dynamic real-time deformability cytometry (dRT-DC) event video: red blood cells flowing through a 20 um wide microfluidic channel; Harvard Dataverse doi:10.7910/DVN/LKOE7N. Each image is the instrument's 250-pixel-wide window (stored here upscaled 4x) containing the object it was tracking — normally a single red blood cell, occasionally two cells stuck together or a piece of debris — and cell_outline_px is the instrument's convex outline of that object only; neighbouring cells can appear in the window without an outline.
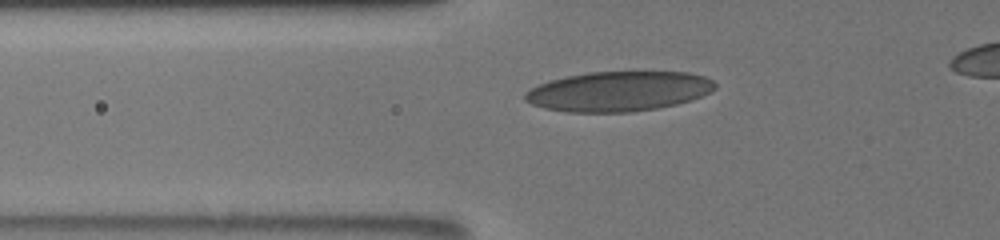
{"species": "human", "species_latin": "Homo sapiens", "temperature_condition": "room temperature", "stored_images_in_passage": 36, "camera_frame_rate_fps": 3000, "um_per_image_px": 0.085, "donor": {"sex": "male"}, "frame": {"image": 1, "passage_image": 13, "time_ms": 4.667, "image_size_px": [1000, 240], "cell_outline_px": [[716, 88], [692, 100], [676, 104], [656, 108], [632, 112], [568, 112], [544, 108], [532, 104], [524, 100], [524, 92], [548, 80], [588, 72], [688, 72], [704, 76], [712, 80], [716, 84]], "centroid_in_image_um": [52.56, 7.76], "position_along_channel_um": 73.2, "area_um2": 44.1}}
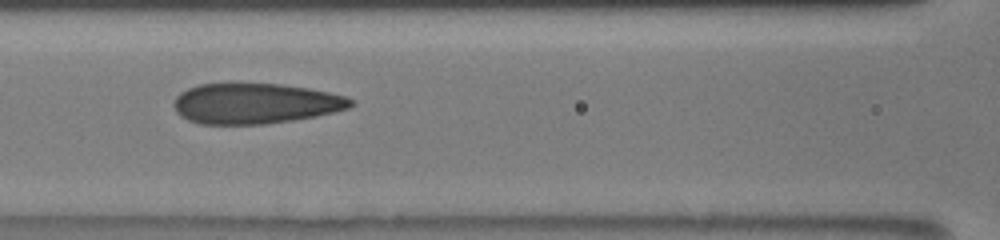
{"frame": {"image": 2, "passage_image": 17, "time_ms": 6.667, "image_size_px": [1000, 240], "cell_outline_px": [[356, 104], [348, 108], [316, 116], [292, 120], [264, 124], [200, 124], [188, 120], [180, 116], [176, 112], [172, 104], [176, 96], [180, 92], [188, 88], [200, 84], [280, 84], [308, 88], [328, 92], [344, 96], [352, 100]], "centroid_in_image_um": [21.66, 8.8], "position_along_channel_um": 144.9, "area_um2": 41.62}}
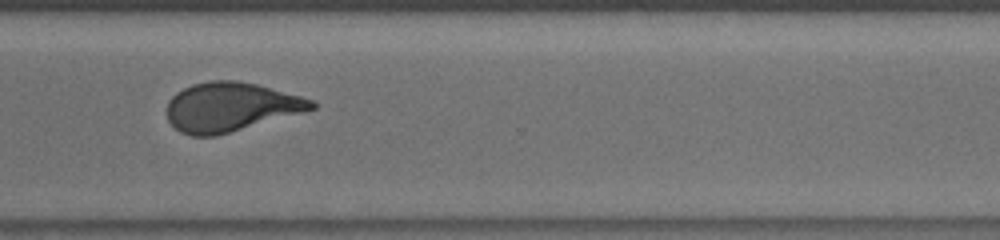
{"frame": {"image": 3, "passage_image": 29, "time_ms": 12.0, "image_size_px": [1000, 240], "cell_outline_px": [[316, 108], [216, 136], [192, 136], [180, 132], [168, 120], [168, 100], [176, 92], [192, 84], [208, 80], [236, 80], [256, 84], [300, 96], [312, 100], [316, 104]], "centroid_in_image_um": [19.56, 9.08], "position_along_channel_um": 351.0, "area_um2": 40.98}}